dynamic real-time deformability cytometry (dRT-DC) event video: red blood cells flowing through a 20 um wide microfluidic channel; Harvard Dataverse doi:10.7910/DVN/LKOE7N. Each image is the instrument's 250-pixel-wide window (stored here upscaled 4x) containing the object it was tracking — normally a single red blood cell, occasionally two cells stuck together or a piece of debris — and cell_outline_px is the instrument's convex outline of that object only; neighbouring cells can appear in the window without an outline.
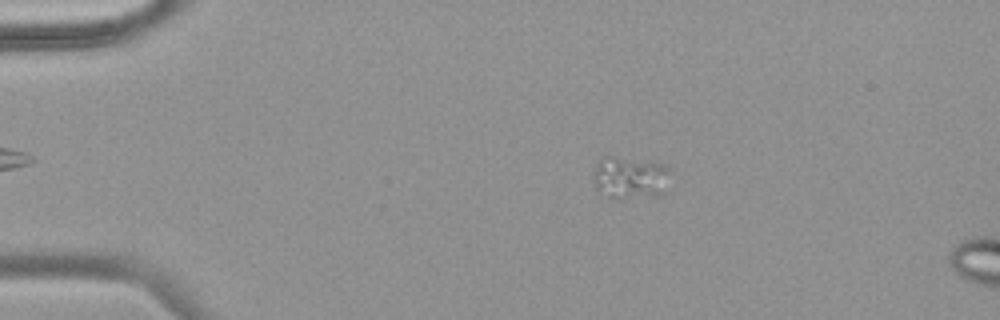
{"species": "common noctule bat (a hibernating species)", "species_latin": "Nyctalus noctula", "temperature_condition": "warm", "stored_images_in_passage": 11, "camera_frame_rate_fps": 3000, "um_per_image_px": 0.085, "animal": {"sex": "female", "body_mass_g": 18.4}, "frame": {"image": 1, "passage_image": 7, "time_ms": 2.0, "image_size_px": [1000, 320], "cell_outline_px": [[668, 168], [664, 192], [660, 196], [620, 200], [616, 200], [608, 196], [596, 188], [596, 168], [600, 164], [616, 160], [620, 160], [664, 164]], "centroid_in_image_um": [53.65, 15.25], "position_along_channel_um": 31.4, "area_um2": 17.46}}